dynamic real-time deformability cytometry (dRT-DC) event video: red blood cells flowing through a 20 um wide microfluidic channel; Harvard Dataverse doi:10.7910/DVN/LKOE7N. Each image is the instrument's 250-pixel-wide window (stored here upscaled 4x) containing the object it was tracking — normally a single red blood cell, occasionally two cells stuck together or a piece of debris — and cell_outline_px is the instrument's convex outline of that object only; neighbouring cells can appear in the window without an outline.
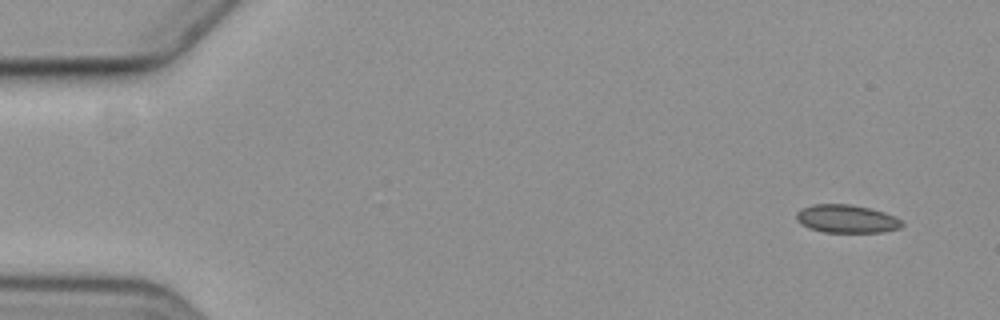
{"species": "common noctule bat (a hibernating species)", "species_latin": "Nyctalus noctula", "temperature_condition": "cold", "stored_images_in_passage": 5, "camera_frame_rate_fps": 3000, "um_per_image_px": 0.085, "animal": {"sex": "female", "body_mass_g": 19.3, "forearm_length_mm": 54.1}, "frame": {"image": 1, "passage_image": 1, "time_ms": 0.0, "image_size_px": [1000, 320], "cell_outline_px": [[904, 224], [900, 228], [884, 232], [824, 232], [808, 228], [800, 224], [796, 220], [796, 212], [804, 208], [816, 204], [848, 204], [868, 208], [884, 212], [896, 216]], "centroid_in_image_um": [71.96, 18.61], "position_along_channel_um": 13.0, "area_um2": 17.28}}
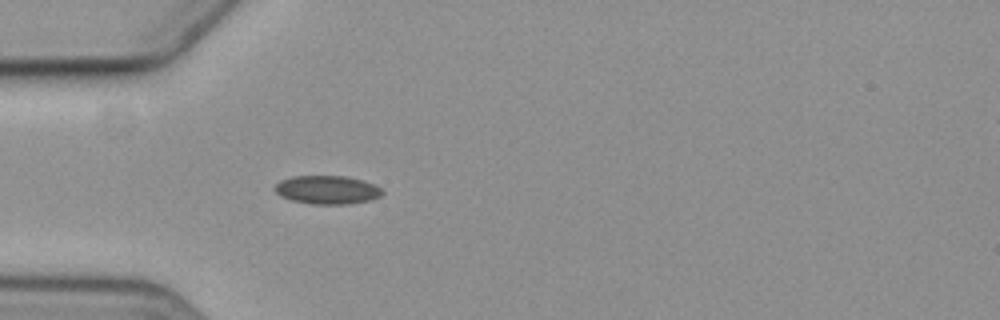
{"frame": {"image": 2, "passage_image": 5, "time_ms": 4.667, "image_size_px": [1000, 320], "cell_outline_px": [[384, 192], [380, 196], [372, 200], [348, 204], [312, 204], [292, 200], [280, 196], [276, 192], [276, 184], [280, 180], [292, 176], [344, 176], [364, 180], [380, 188]], "centroid_in_image_um": [27.82, 16.13], "position_along_channel_um": 57.2, "area_um2": 17.8}}